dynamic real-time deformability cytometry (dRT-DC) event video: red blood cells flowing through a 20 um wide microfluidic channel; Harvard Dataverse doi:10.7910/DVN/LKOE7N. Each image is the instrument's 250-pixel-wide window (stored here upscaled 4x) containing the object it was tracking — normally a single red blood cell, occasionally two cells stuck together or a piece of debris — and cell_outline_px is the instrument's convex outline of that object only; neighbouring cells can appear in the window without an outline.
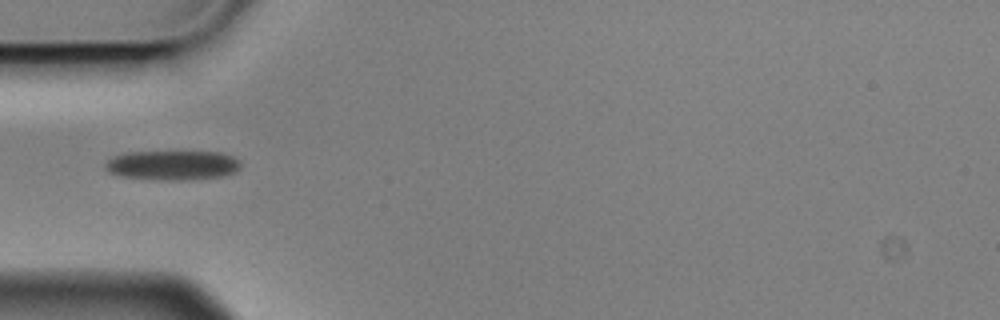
{"species": "Egyptian fruit bat (a non-hibernating species)", "species_latin": "Rousettus aegyptiacus", "temperature_condition": "cold", "stored_images_in_passage": 2, "camera_frame_rate_fps": 3000, "um_per_image_px": 0.085, "animal": {"sex": "male"}, "frame": {"image": 1, "passage_image": 1, "time_ms": 0.0, "image_size_px": [1000, 320], "cell_outline_px": [[240, 168], [236, 172], [220, 176], [180, 180], [164, 180], [120, 176], [108, 172], [104, 168], [104, 164], [112, 156], [128, 152], [220, 152], [232, 156], [240, 160]], "centroid_in_image_um": [14.64, 14.04], "position_along_channel_um": 70.4, "area_um2": 23.29}}
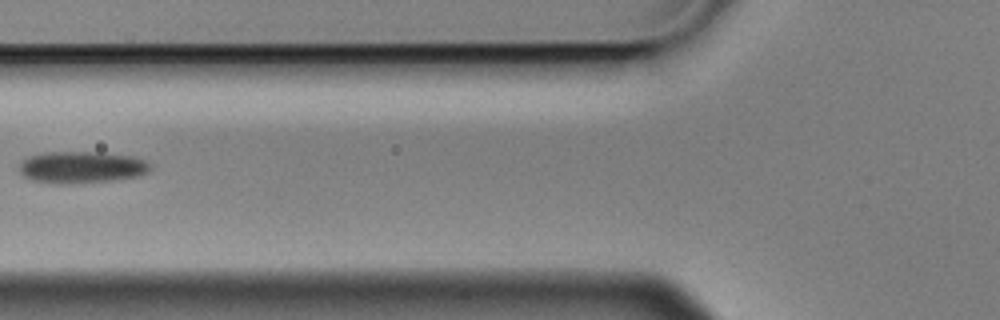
{"frame": {"image": 2, "passage_image": 2, "time_ms": 0.333, "image_size_px": [1000, 320], "cell_outline_px": [[152, 168], [148, 172], [136, 176], [112, 180], [60, 184], [32, 180], [24, 176], [20, 172], [20, 164], [28, 156], [44, 152], [100, 152], [136, 156], [144, 160]], "centroid_in_image_um": [6.94, 14.2], "position_along_channel_um": 118.9, "area_um2": 24.16}}